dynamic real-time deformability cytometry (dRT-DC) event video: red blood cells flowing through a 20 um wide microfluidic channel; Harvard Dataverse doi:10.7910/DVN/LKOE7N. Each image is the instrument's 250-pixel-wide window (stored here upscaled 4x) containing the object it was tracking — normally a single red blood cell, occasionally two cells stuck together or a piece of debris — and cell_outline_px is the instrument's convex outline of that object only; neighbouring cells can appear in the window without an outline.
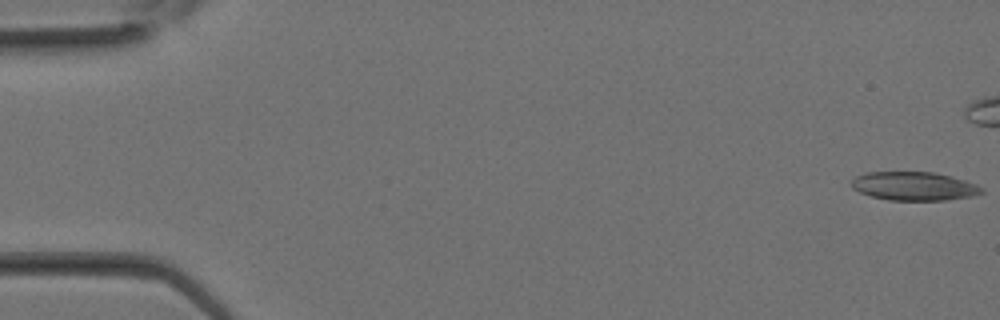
{"species": "Egyptian fruit bat (a non-hibernating species)", "species_latin": "Rousettus aegyptiacus", "temperature_condition": "room temperature", "stored_images_in_passage": 33, "camera_frame_rate_fps": 3000, "um_per_image_px": 0.085, "animal": {"sex": "female"}, "frame": {"image": 1, "passage_image": 1, "time_ms": 0.0, "image_size_px": [1000, 320], "cell_outline_px": [[984, 192], [972, 196], [944, 200], [888, 200], [872, 196], [860, 192], [852, 188], [852, 180], [856, 176], [868, 172], [932, 172], [964, 180], [976, 184], [984, 188]], "centroid_in_image_um": [77.7, 15.82], "position_along_channel_um": 7.3, "area_um2": 21.5}}
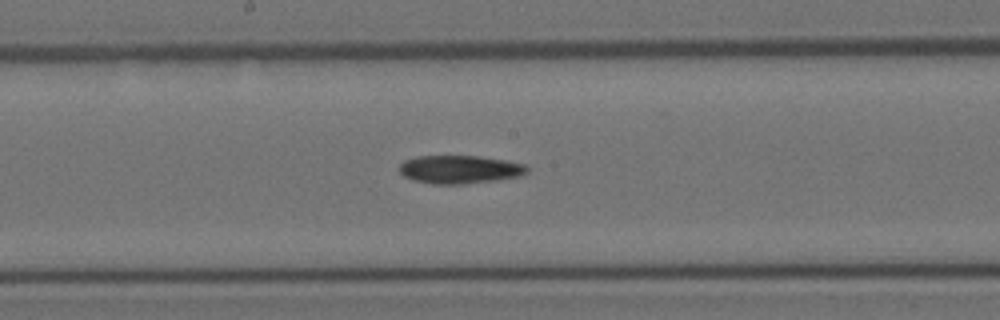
{"frame": {"image": 2, "passage_image": 17, "time_ms": 5.333, "image_size_px": [1000, 320], "cell_outline_px": [[528, 172], [524, 176], [500, 180], [460, 184], [432, 184], [412, 180], [404, 176], [396, 168], [404, 160], [416, 156], [480, 156], [528, 164]], "centroid_in_image_um": [39.1, 14.4], "position_along_channel_um": 209.1, "area_um2": 21.44}}
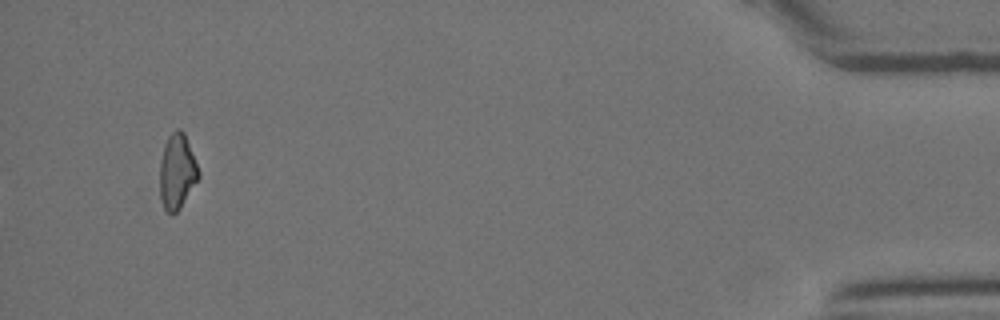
{"frame": {"image": 3, "passage_image": 33, "time_ms": 10.667, "image_size_px": [1000, 320], "cell_outline_px": [[200, 176], [180, 208], [176, 212], [168, 212], [164, 208], [160, 200], [160, 164], [164, 144], [168, 136], [176, 128], [180, 128], [184, 132], [200, 172]], "centroid_in_image_um": [15.05, 14.56], "position_along_channel_um": 420.2, "area_um2": 16.88}}